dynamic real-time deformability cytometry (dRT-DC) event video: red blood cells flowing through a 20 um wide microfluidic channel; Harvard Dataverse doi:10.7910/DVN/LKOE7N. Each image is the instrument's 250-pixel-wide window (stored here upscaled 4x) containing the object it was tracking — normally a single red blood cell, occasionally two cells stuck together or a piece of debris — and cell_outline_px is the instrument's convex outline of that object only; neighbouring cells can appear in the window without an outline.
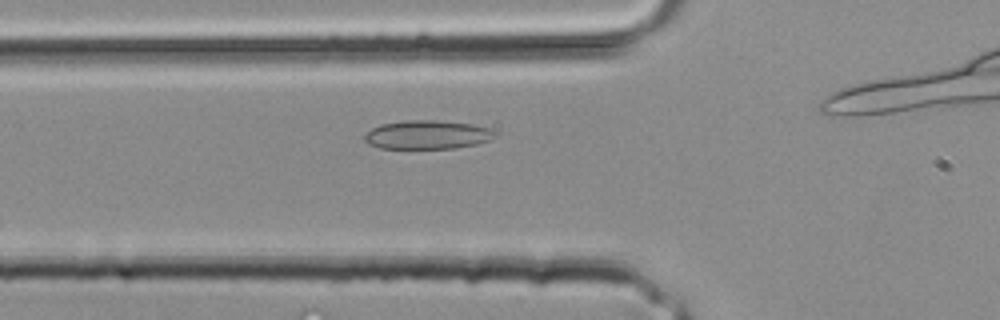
{"species": "common noctule bat (a hibernating species)", "species_latin": "Nyctalus noctula", "temperature_condition": "room temperature", "stored_images_in_passage": 20, "camera_frame_rate_fps": 3000, "um_per_image_px": 0.085, "animal": {"sex": "male", "body_mass_g": 20.4}, "frame": {"image": 1, "passage_image": 4, "time_ms": 1.0, "image_size_px": [1000, 320], "cell_outline_px": [[500, 132], [496, 136], [488, 140], [476, 144], [456, 148], [380, 148], [368, 144], [364, 140], [364, 132], [380, 124], [404, 120], [436, 120], [472, 124], [488, 128]], "centroid_in_image_um": [36.31, 11.44], "position_along_channel_um": 89.5, "area_um2": 22.02}}
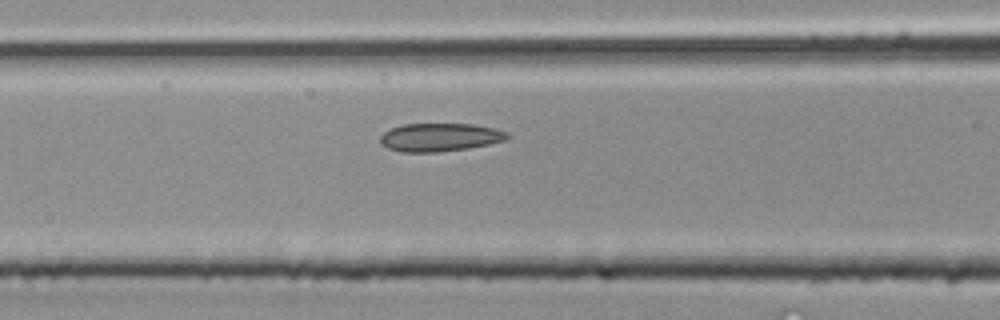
{"frame": {"image": 2, "passage_image": 6, "time_ms": 1.667, "image_size_px": [1000, 320], "cell_outline_px": [[512, 136], [504, 140], [488, 144], [468, 148], [436, 152], [404, 152], [388, 148], [380, 144], [380, 136], [384, 132], [392, 128], [404, 124], [472, 124], [492, 128], [508, 132]], "centroid_in_image_um": [37.38, 11.67], "position_along_channel_um": 129.2, "area_um2": 20.75}}
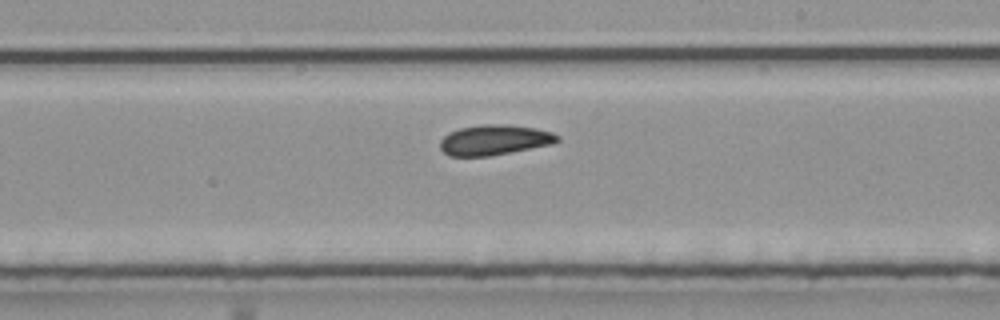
{"frame": {"image": 3, "passage_image": 12, "time_ms": 3.667, "image_size_px": [1000, 320], "cell_outline_px": [[560, 140], [552, 144], [492, 156], [448, 156], [440, 148], [440, 140], [448, 132], [460, 128], [484, 124], [508, 124], [536, 128], [552, 132], [560, 136]], "centroid_in_image_um": [42.03, 11.89], "position_along_channel_um": 247.0, "area_um2": 20.87}}